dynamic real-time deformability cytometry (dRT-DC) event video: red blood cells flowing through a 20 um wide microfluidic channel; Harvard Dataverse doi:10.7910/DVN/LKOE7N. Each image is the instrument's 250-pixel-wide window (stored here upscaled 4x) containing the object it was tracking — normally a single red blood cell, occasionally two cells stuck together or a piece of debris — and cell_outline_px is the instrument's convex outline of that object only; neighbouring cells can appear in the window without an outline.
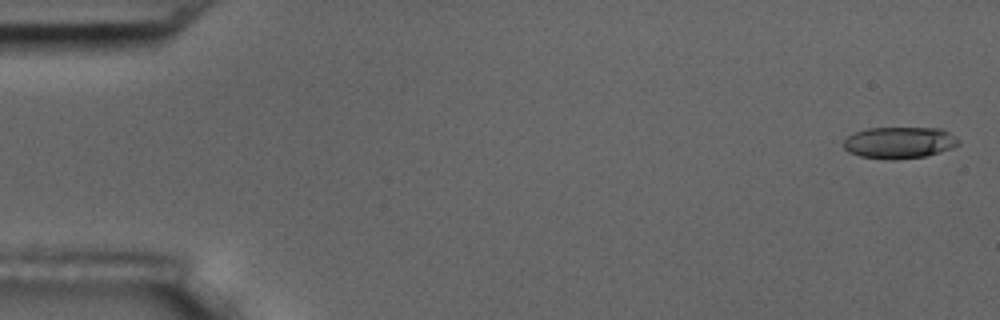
{"species": "common noctule bat (a hibernating species)", "species_latin": "Nyctalus noctula", "temperature_condition": "room temperature", "stored_images_in_passage": 7, "camera_frame_rate_fps": 3000, "um_per_image_px": 0.085, "animal": {"sex": "male", "body_mass_g": 17.5, "forearm_length_mm": 52.3}, "frame": {"image": 1, "passage_image": 1, "time_ms": 0.0, "image_size_px": [1000, 320], "cell_outline_px": [[960, 144], [952, 148], [924, 156], [892, 160], [860, 156], [848, 152], [844, 148], [844, 140], [848, 136], [856, 132], [868, 128], [940, 128], [948, 132], [960, 140]], "centroid_in_image_um": [76.44, 12.12], "position_along_channel_um": 8.6, "area_um2": 21.04}}
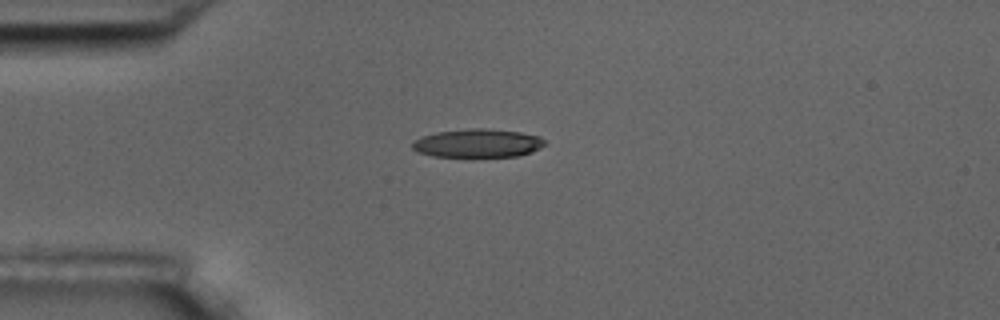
{"frame": {"image": 2, "passage_image": 5, "time_ms": 4.333, "image_size_px": [1000, 320], "cell_outline_px": [[544, 144], [540, 148], [532, 152], [516, 156], [472, 160], [432, 156], [420, 152], [412, 148], [412, 140], [420, 136], [436, 132], [468, 128], [484, 128], [520, 132], [540, 136], [544, 140]], "centroid_in_image_um": [40.56, 12.22], "position_along_channel_um": 44.4, "area_um2": 23.12}}